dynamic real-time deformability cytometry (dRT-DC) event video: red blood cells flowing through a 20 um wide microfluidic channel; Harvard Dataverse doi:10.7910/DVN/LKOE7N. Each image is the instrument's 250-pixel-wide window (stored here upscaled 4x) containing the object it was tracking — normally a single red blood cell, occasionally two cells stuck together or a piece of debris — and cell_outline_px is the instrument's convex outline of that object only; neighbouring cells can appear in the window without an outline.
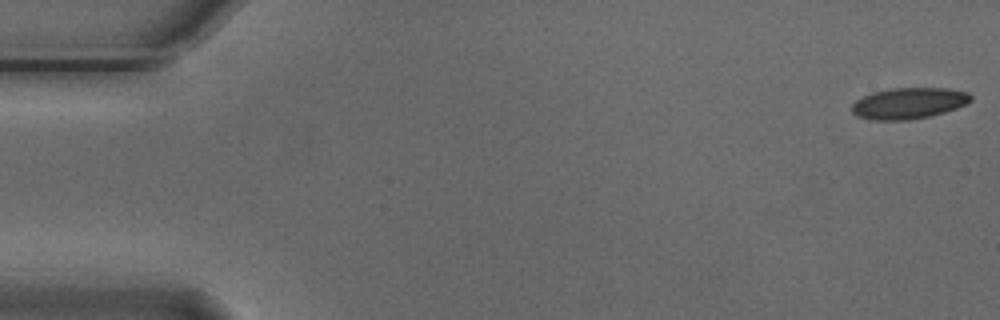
{"species": "Egyptian fruit bat (a non-hibernating species)", "species_latin": "Rousettus aegyptiacus", "temperature_condition": "cold", "stored_images_in_passage": 50, "camera_frame_rate_fps": 3000, "um_per_image_px": 0.085, "animal": {"sex": "male"}, "frame": {"image": 1, "passage_image": 1, "time_ms": 0.0, "image_size_px": [1000, 320], "cell_outline_px": [[972, 100], [956, 108], [944, 112], [928, 116], [908, 120], [872, 120], [856, 116], [852, 112], [852, 104], [856, 100], [872, 92], [892, 88], [948, 88], [968, 92], [972, 96]], "centroid_in_image_um": [77.23, 8.77], "position_along_channel_um": 7.8, "area_um2": 21.56}}
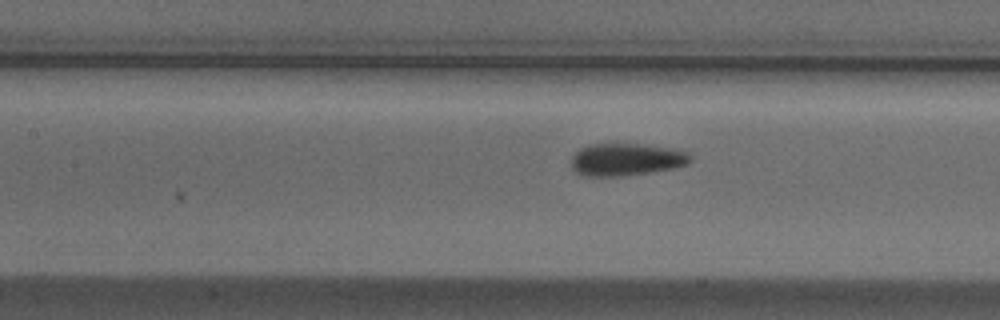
{"frame": {"image": 2, "passage_image": 24, "time_ms": 7.667, "image_size_px": [1000, 320], "cell_outline_px": [[692, 160], [688, 164], [672, 168], [648, 172], [620, 176], [588, 176], [576, 172], [572, 168], [572, 156], [580, 148], [588, 144], [640, 144], [672, 148], [688, 152], [692, 156]], "centroid_in_image_um": [53.24, 13.55], "position_along_channel_um": 154.2, "area_um2": 22.37}}
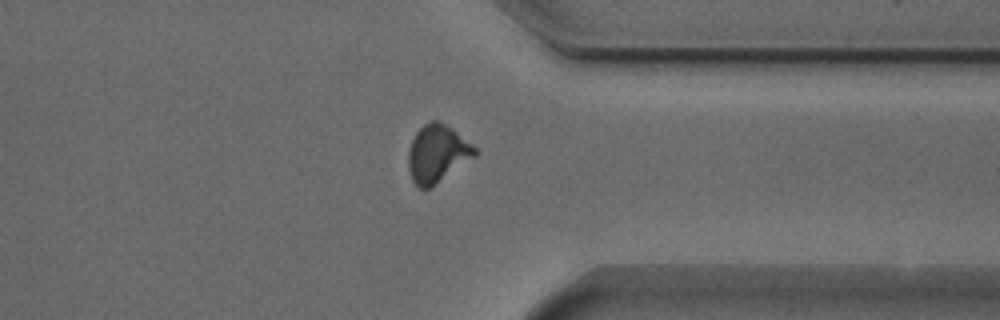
{"frame": {"image": 3, "passage_image": 42, "time_ms": 13.667, "image_size_px": [1000, 320], "cell_outline_px": [[476, 156], [432, 188], [420, 188], [412, 180], [408, 168], [408, 148], [416, 132], [424, 124], [432, 120], [436, 120], [452, 128], [472, 144], [476, 148]], "centroid_in_image_um": [37.16, 13.08], "position_along_channel_um": 374.2, "area_um2": 22.43}, "authors_computed_cell_mechanics": {"area_um2": 22.1952, "velocity_mm_per_s": 3.7423, "shape_relaxation_time_tau1_ms": 4.564, "shape_relaxation_time_tau2_ms": 1.1243, "deformation_change_tau1": 0.1326, "deformation_change_tau2": 0.0542}}